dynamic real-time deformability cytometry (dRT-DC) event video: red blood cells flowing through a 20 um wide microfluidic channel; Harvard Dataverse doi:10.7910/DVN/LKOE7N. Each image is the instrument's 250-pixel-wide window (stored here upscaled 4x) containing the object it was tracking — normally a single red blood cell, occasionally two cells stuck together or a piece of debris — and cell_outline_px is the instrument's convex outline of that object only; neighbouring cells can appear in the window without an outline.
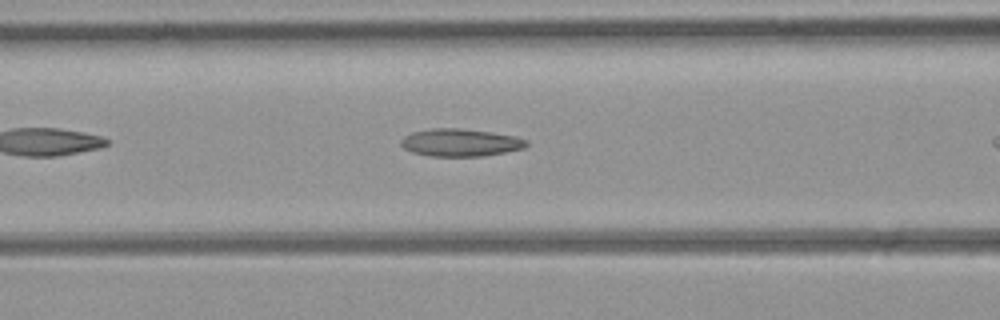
{"species": "common noctule bat (a hibernating species)", "species_latin": "Nyctalus noctula", "temperature_condition": "room temperature", "stored_images_in_passage": 10, "camera_frame_rate_fps": 3000, "um_per_image_px": 0.085, "animal": {"sex": "female", "body_mass_g": 21.9}, "frame": {"image": 1, "passage_image": 9, "time_ms": 2.667, "image_size_px": [1000, 320], "cell_outline_px": [[528, 144], [524, 148], [484, 156], [432, 156], [412, 152], [404, 148], [400, 144], [400, 140], [404, 136], [412, 132], [436, 128], [460, 128], [516, 136], [528, 140]], "centroid_in_image_um": [39.13, 12.12], "position_along_channel_um": 127.5, "area_um2": 20.06}}